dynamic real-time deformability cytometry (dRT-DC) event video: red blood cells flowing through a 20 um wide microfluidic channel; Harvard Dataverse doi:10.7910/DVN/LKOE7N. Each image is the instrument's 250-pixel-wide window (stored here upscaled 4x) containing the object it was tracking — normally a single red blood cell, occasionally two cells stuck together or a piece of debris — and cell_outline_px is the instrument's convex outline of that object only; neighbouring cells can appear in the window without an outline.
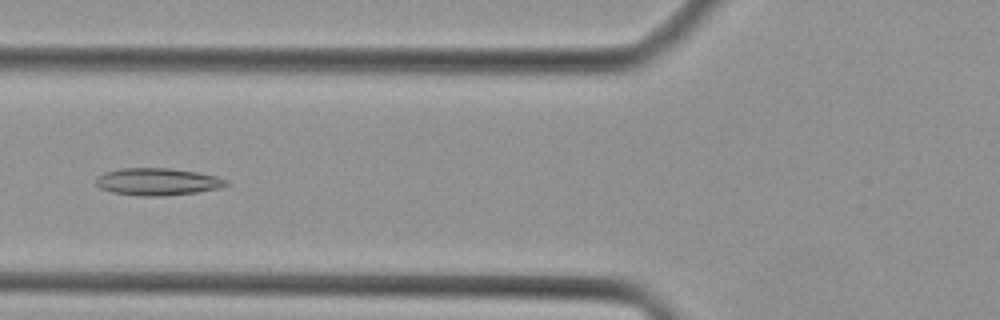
{"species": "Egyptian fruit bat (a non-hibernating species)", "species_latin": "Rousettus aegyptiacus", "temperature_condition": "cold", "stored_images_in_passage": 33, "camera_frame_rate_fps": 3000, "um_per_image_px": 0.085, "animal": {"sex": "female"}, "frame": {"image": 1, "passage_image": 7, "time_ms": 2.0, "image_size_px": [1000, 320], "cell_outline_px": [[228, 184], [220, 188], [196, 192], [164, 196], [140, 196], [112, 192], [100, 188], [96, 184], [96, 176], [104, 172], [120, 168], [168, 168], [196, 172], [216, 176], [228, 180]], "centroid_in_image_um": [13.36, 15.44], "position_along_channel_um": 112.4, "area_um2": 20.69}}
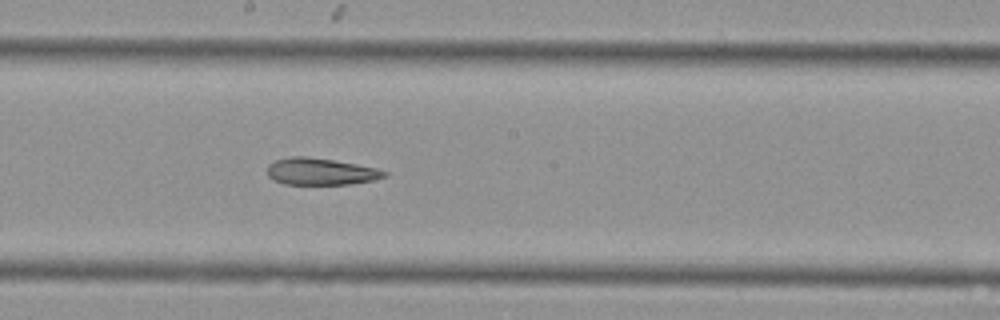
{"frame": {"image": 2, "passage_image": 14, "time_ms": 4.333, "image_size_px": [1000, 320], "cell_outline_px": [[388, 176], [372, 180], [348, 184], [284, 184], [272, 180], [268, 176], [268, 164], [276, 160], [292, 156], [308, 156], [356, 164], [376, 168], [388, 172]], "centroid_in_image_um": [27.24, 14.58], "position_along_channel_um": 221.0, "area_um2": 18.26}}
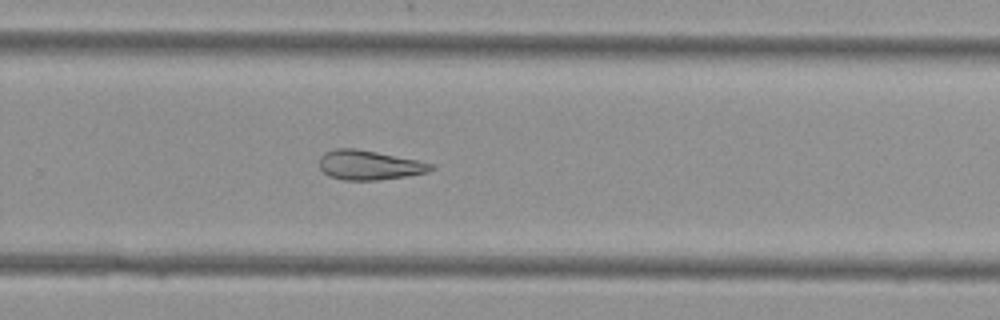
{"frame": {"image": 3, "passage_image": 19, "time_ms": 6.0, "image_size_px": [1000, 320], "cell_outline_px": [[436, 168], [428, 172], [404, 176], [376, 180], [344, 180], [328, 176], [320, 168], [320, 156], [324, 152], [336, 148], [356, 148], [416, 160], [432, 164]], "centroid_in_image_um": [31.34, 14.03], "position_along_channel_um": 298.5, "area_um2": 19.02}}